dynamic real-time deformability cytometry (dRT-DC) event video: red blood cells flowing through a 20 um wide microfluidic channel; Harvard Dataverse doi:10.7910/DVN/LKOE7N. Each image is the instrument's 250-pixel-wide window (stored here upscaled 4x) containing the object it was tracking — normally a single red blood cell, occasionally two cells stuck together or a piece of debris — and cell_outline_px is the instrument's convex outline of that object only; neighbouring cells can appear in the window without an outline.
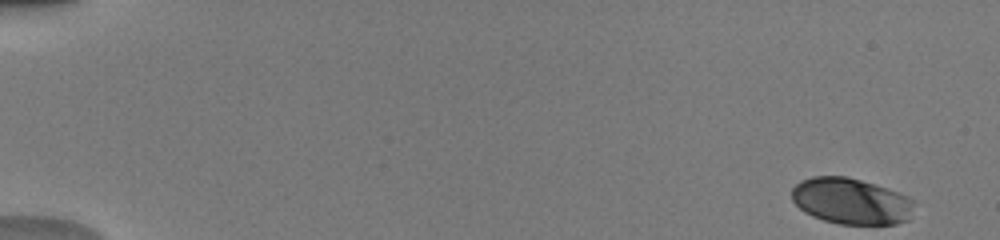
{"species": "human", "species_latin": "Homo sapiens", "temperature_condition": "warm", "stored_images_in_passage": 17, "camera_frame_rate_fps": 3000, "um_per_image_px": 0.085, "donor": {"sex": "male"}, "frame": {"image": 1, "passage_image": 1, "time_ms": 0.0, "image_size_px": [1000, 240], "cell_outline_px": [[912, 204], [908, 220], [896, 224], [840, 224], [824, 220], [812, 216], [804, 212], [792, 200], [792, 188], [800, 180], [812, 176], [848, 176], [908, 196], [912, 200]], "centroid_in_image_um": [72.28, 17.1], "position_along_channel_um": 12.7, "area_um2": 32.6}}
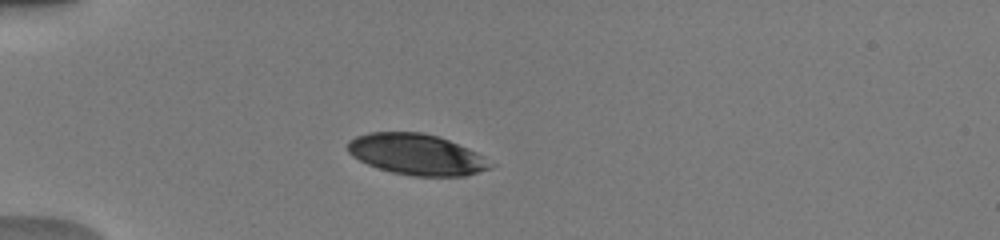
{"frame": {"image": 2, "passage_image": 14, "time_ms": 4.333, "image_size_px": [1000, 240], "cell_outline_px": [[496, 164], [492, 168], [464, 176], [412, 176], [392, 172], [368, 164], [352, 156], [348, 152], [348, 140], [356, 136], [368, 132], [424, 132], [448, 140], [468, 148], [476, 152]], "centroid_in_image_um": [35.43, 13.12], "position_along_channel_um": 49.6, "area_um2": 34.04}}